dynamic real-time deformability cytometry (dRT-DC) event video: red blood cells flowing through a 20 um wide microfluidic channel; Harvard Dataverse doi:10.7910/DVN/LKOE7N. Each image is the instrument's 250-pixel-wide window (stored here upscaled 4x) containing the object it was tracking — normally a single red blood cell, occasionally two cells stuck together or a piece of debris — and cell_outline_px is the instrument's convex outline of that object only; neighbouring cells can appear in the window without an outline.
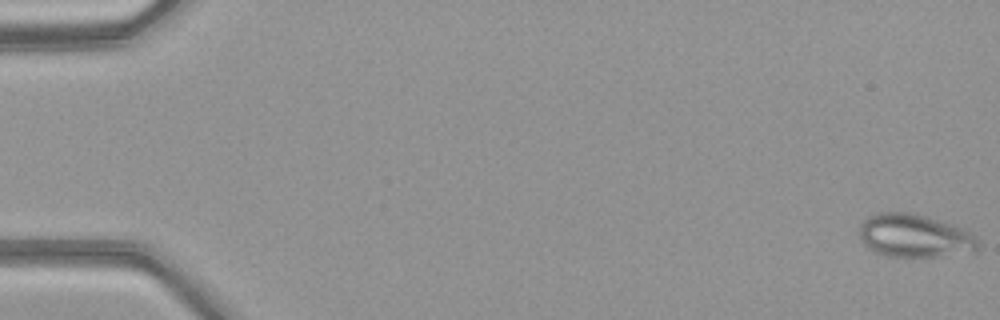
{"species": "common noctule bat (a hibernating species)", "species_latin": "Nyctalus noctula", "temperature_condition": "warm", "stored_images_in_passage": 51, "camera_frame_rate_fps": 3000, "um_per_image_px": 0.085, "animal": {"sex": "female", "body_mass_g": 21.9}, "frame": {"image": 1, "passage_image": 1, "time_ms": 0.0, "image_size_px": [1000, 320], "cell_outline_px": [[980, 248], [976, 252], [936, 256], [888, 256], [876, 252], [868, 248], [860, 240], [860, 224], [868, 216], [876, 212], [912, 212], [928, 216], [960, 228], [968, 232], [980, 244]], "centroid_in_image_um": [77.71, 20.03], "position_along_channel_um": 7.3, "area_um2": 29.77}}
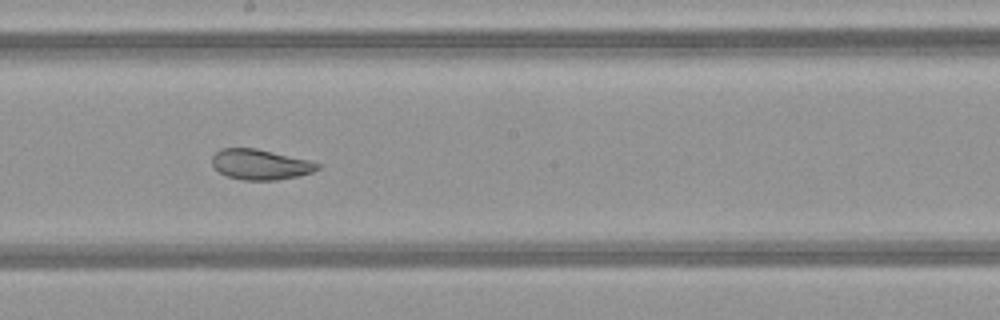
{"frame": {"image": 2, "passage_image": 29, "time_ms": 9.333, "image_size_px": [1000, 320], "cell_outline_px": [[320, 168], [312, 172], [296, 176], [276, 180], [244, 180], [228, 176], [220, 172], [212, 164], [212, 156], [220, 148], [256, 148], [308, 160], [320, 164]], "centroid_in_image_um": [22.11, 13.97], "position_along_channel_um": 226.1, "area_um2": 18.44}}
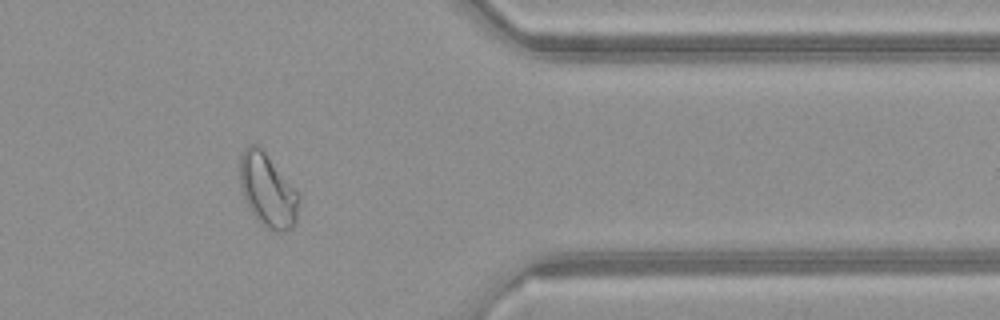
{"frame": {"image": 3, "passage_image": 42, "time_ms": 13.667, "image_size_px": [1000, 320], "cell_outline_px": [[300, 200], [296, 224], [288, 232], [276, 232], [264, 228], [256, 220], [244, 200], [240, 184], [240, 156], [244, 148], [248, 144], [260, 144], [300, 192]], "centroid_in_image_um": [22.78, 16.18], "position_along_channel_um": 388.6, "area_um2": 26.41}, "authors_computed_cell_mechanics": {"area_um2": 26.5302, "velocity_mm_per_s": 4.1232, "shape_relaxation_time_tau1_ms": null, "shape_relaxation_time_tau2_ms": 1.0799, "deformation_change_tau1": null, "deformation_change_tau2": 0.0604}}